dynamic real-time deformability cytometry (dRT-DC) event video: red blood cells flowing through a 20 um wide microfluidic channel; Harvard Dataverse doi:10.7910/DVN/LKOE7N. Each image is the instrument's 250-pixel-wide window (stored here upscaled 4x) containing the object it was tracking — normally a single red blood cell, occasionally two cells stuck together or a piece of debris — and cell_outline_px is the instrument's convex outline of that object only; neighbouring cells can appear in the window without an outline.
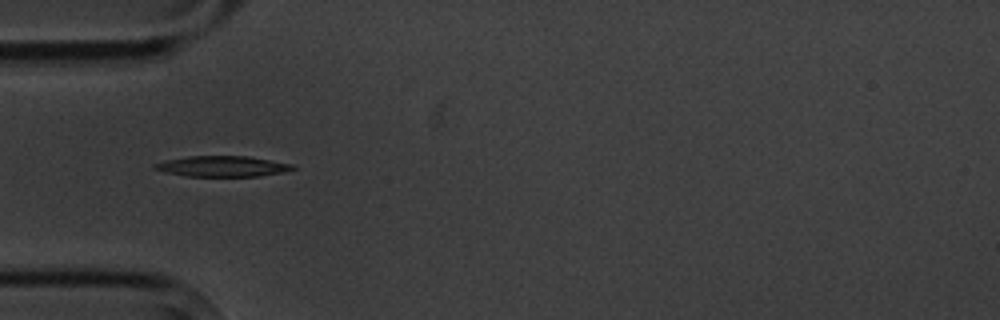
{"species": "common noctule bat (a hibernating species)", "species_latin": "Nyctalus noctula", "temperature_condition": "cold", "stored_images_in_passage": 7, "camera_frame_rate_fps": 3000, "um_per_image_px": 0.085, "animal": {"sex": "male", "body_mass_g": 20.1, "forearm_length_mm": 53.5}, "frame": {"image": 1, "passage_image": 2, "time_ms": 1.333, "image_size_px": [1000, 320], "cell_outline_px": [[296, 168], [284, 172], [260, 176], [184, 176], [164, 172], [152, 168], [152, 164], [164, 160], [188, 156], [248, 156], [292, 164]], "centroid_in_image_um": [18.85, 14.13], "position_along_channel_um": 66.2, "area_um2": 16.7}}
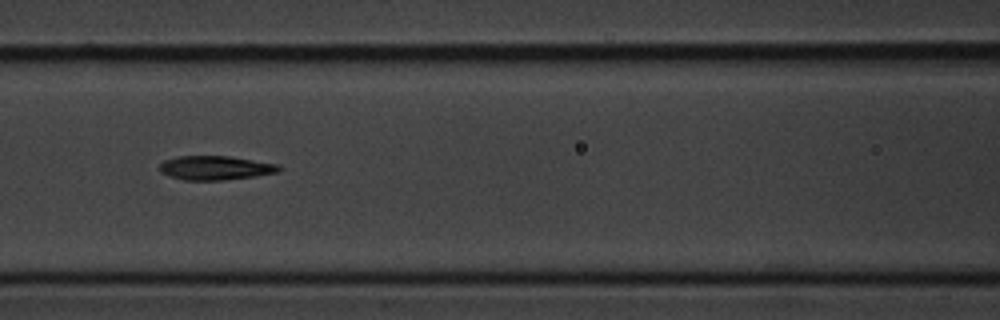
{"frame": {"image": 2, "passage_image": 4, "time_ms": 3.667, "image_size_px": [1000, 320], "cell_outline_px": [[280, 168], [276, 172], [256, 176], [224, 180], [184, 180], [160, 172], [160, 164], [164, 160], [176, 156], [228, 156], [280, 164]], "centroid_in_image_um": [18.3, 14.26], "position_along_channel_um": 148.3, "area_um2": 16.65}}
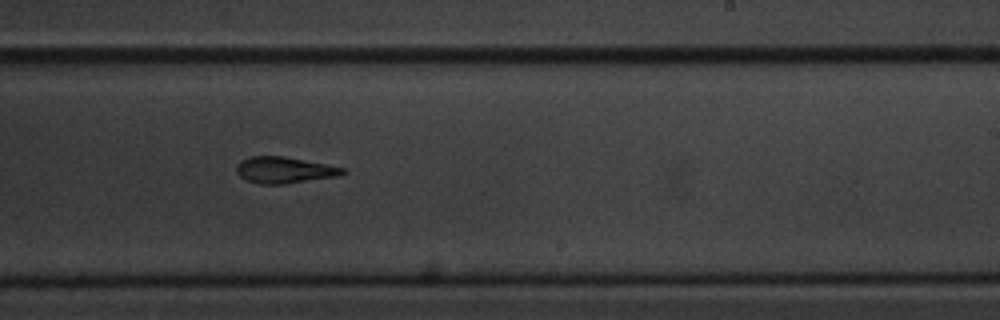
{"frame": {"image": 3, "passage_image": 7, "time_ms": 7.0, "image_size_px": [1000, 320], "cell_outline_px": [[348, 172], [340, 176], [284, 184], [260, 184], [248, 180], [240, 176], [236, 172], [236, 164], [240, 160], [248, 156], [280, 156], [348, 168]], "centroid_in_image_um": [24.19, 14.45], "position_along_channel_um": 264.8, "area_um2": 16.42}}